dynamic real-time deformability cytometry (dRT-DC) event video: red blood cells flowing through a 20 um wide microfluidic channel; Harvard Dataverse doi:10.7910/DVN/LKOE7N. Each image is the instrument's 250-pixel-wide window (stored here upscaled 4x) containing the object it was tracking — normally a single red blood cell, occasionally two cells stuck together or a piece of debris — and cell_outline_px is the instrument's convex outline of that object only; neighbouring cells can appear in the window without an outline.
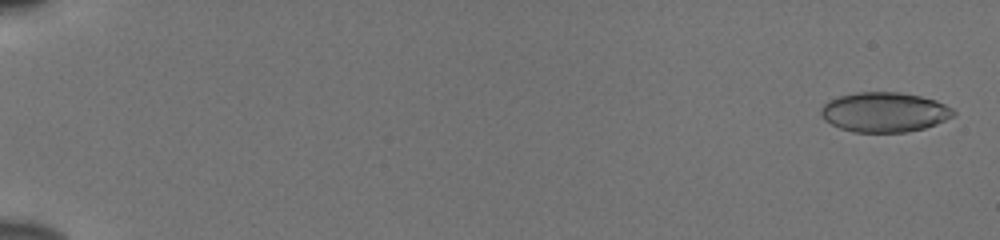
{"species": "human", "species_latin": "Homo sapiens", "temperature_condition": "cold", "stored_images_in_passage": 56, "camera_frame_rate_fps": 3000, "um_per_image_px": 0.085, "donor": {"sex": "male"}, "frame": {"image": 1, "passage_image": 2, "time_ms": 0.333, "image_size_px": [1000, 240], "cell_outline_px": [[956, 116], [936, 124], [924, 128], [904, 132], [852, 132], [840, 128], [824, 120], [820, 116], [820, 108], [828, 100], [840, 96], [856, 92], [900, 92], [920, 96], [936, 100], [952, 108], [956, 112]], "centroid_in_image_um": [75.17, 9.53], "position_along_channel_um": 9.8, "area_um2": 30.92}}
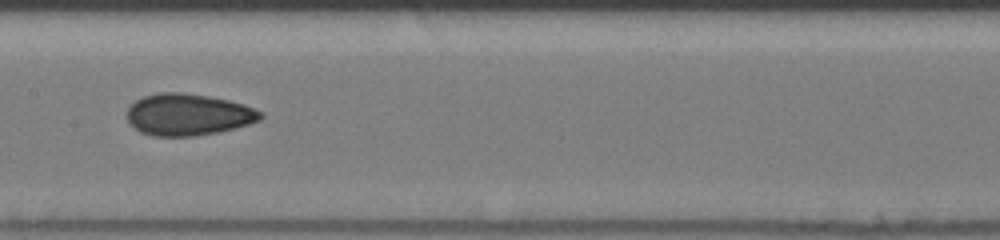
{"frame": {"image": 2, "passage_image": 31, "time_ms": 10.0, "image_size_px": [1000, 240], "cell_outline_px": [[264, 116], [260, 120], [236, 128], [216, 132], [192, 136], [152, 136], [140, 132], [128, 124], [128, 108], [136, 100], [144, 96], [160, 92], [180, 92], [208, 96], [228, 100], [244, 104], [260, 112]], "centroid_in_image_um": [15.97, 9.74], "position_along_channel_um": 191.4, "area_um2": 32.37}}
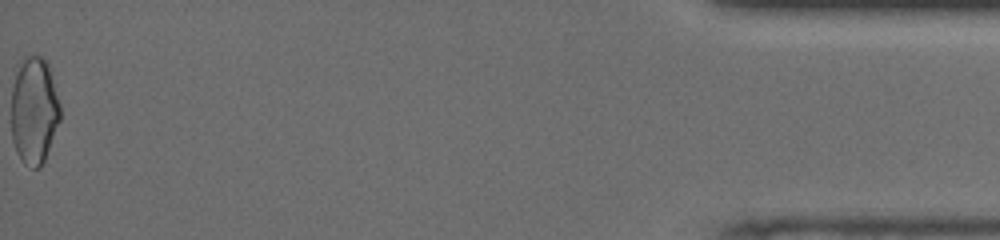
{"frame": {"image": 3, "passage_image": 56, "time_ms": 18.333, "image_size_px": [1000, 240], "cell_outline_px": [[60, 120], [44, 160], [40, 168], [32, 168], [24, 164], [20, 160], [16, 152], [12, 140], [12, 88], [16, 64], [28, 56], [40, 56], [48, 64], [60, 104]], "centroid_in_image_um": [2.88, 9.4], "position_along_channel_um": 432.3, "area_um2": 30.63}, "authors_computed_cell_mechanics": {"area_um2": 31.0675, "velocity_mm_per_s": 3.8709, "shape_relaxation_time_tau1_ms": null, "shape_relaxation_time_tau2_ms": 2.0097, "deformation_change_tau1": null, "deformation_change_tau2": 0.0707}}